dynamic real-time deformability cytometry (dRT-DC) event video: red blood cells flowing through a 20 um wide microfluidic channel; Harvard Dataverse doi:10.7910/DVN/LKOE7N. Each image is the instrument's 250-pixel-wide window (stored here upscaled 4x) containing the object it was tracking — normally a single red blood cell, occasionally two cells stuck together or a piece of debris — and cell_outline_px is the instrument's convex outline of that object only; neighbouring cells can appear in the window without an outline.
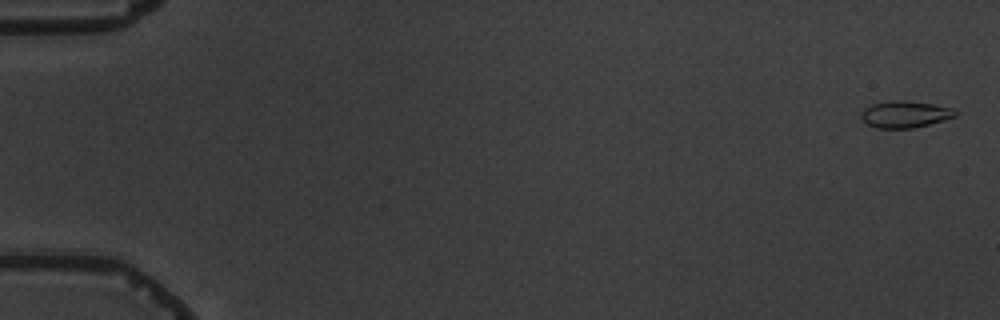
{"species": "common noctule bat (a hibernating species)", "species_latin": "Nyctalus noctula", "temperature_condition": "warm", "stored_images_in_passage": 6, "camera_frame_rate_fps": 3000, "um_per_image_px": 0.085, "animal": {"sex": "male", "body_mass_g": 19.5, "forearm_length_mm": 54.6}, "frame": {"image": 1, "passage_image": 1, "time_ms": 0.0, "image_size_px": [1000, 320], "cell_outline_px": [[960, 112], [956, 116], [928, 124], [912, 128], [876, 128], [868, 124], [860, 116], [860, 112], [864, 108], [872, 104], [892, 100], [904, 100], [932, 104], [952, 108]], "centroid_in_image_um": [76.92, 9.7], "position_along_channel_um": 8.1, "area_um2": 14.62}}